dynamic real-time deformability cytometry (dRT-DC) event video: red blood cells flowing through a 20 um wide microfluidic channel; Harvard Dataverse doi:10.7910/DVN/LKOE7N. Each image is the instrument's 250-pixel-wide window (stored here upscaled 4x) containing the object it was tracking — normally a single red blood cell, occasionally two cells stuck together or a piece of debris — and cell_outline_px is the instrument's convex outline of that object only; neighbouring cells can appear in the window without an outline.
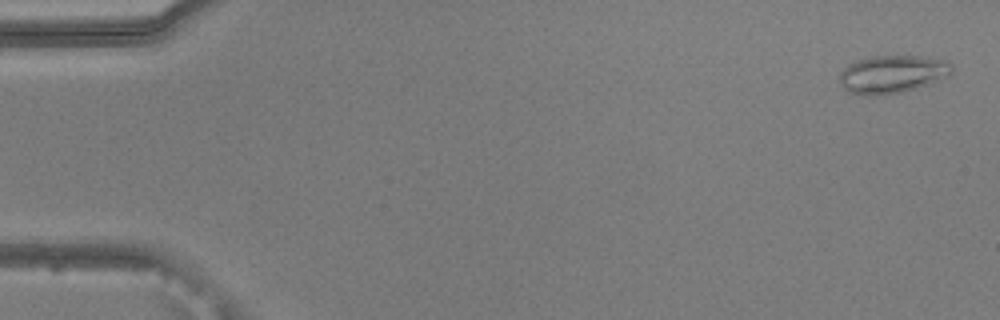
{"species": "common noctule bat (a hibernating species)", "species_latin": "Nyctalus noctula", "temperature_condition": "warm", "stored_images_in_passage": 11, "camera_frame_rate_fps": 3000, "um_per_image_px": 0.085, "animal": {"sex": "male", "body_mass_g": 20.5, "forearm_length_mm": 52.5}, "frame": {"image": 1, "passage_image": 2, "time_ms": 0.333, "image_size_px": [1000, 320], "cell_outline_px": [[952, 68], [948, 76], [916, 88], [900, 92], [872, 96], [868, 96], [848, 92], [840, 84], [840, 72], [848, 64], [856, 60], [872, 56], [920, 56], [944, 60], [952, 64]], "centroid_in_image_um": [75.8, 6.3], "position_along_channel_um": 9.2, "area_um2": 24.62}}